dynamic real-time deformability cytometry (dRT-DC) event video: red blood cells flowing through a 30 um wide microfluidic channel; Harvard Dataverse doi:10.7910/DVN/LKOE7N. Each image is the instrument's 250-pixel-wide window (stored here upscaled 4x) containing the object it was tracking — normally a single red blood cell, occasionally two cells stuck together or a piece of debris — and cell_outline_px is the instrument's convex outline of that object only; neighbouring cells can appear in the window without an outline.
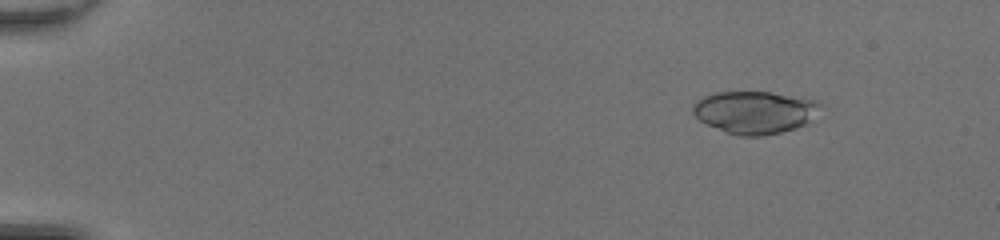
{"species": "common noctule bat (a hibernating species)", "species_latin": "Nyctalus noctula", "temperature_condition": "room temperature", "stored_images_in_passage": 50, "camera_frame_rate_fps": 3000, "um_per_image_px": 0.085, "animal": {"sex": "female", "body_mass_g": 20.0, "forearm_length_mm": 54.0}, "frame": {"image": 1, "passage_image": 7, "time_ms": 2.0, "image_size_px": [1000, 240], "cell_outline_px": [[820, 104], [808, 120], [804, 124], [796, 128], [780, 132], [760, 136], [740, 136], [724, 132], [700, 120], [692, 112], [692, 104], [696, 100], [704, 96], [716, 92], [768, 92], [816, 100]], "centroid_in_image_um": [64.06, 9.54], "position_along_channel_um": 20.9, "area_um2": 31.04}}